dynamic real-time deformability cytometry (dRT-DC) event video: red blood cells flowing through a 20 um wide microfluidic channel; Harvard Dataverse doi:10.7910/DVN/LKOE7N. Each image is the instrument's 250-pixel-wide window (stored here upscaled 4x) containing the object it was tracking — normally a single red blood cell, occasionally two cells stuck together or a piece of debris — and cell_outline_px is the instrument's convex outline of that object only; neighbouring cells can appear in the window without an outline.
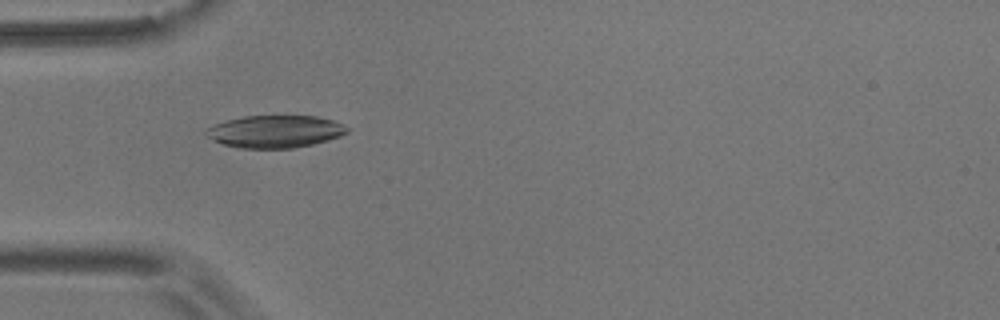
{"species": "common noctule bat (a hibernating species)", "species_latin": "Nyctalus noctula", "temperature_condition": "room temperature", "stored_images_in_passage": 54, "camera_frame_rate_fps": 3000, "um_per_image_px": 0.085, "animal": {"sex": "male", "body_mass_g": 17.9}, "frame": {"image": 1, "passage_image": 16, "time_ms": 5.0, "image_size_px": [1000, 320], "cell_outline_px": [[348, 132], [340, 136], [328, 140], [312, 144], [292, 148], [240, 148], [224, 144], [212, 140], [204, 136], [204, 132], [208, 128], [216, 124], [228, 120], [244, 116], [316, 116], [332, 120], [348, 128]], "centroid_in_image_um": [23.35, 11.18], "position_along_channel_um": 61.6, "area_um2": 26.41}}
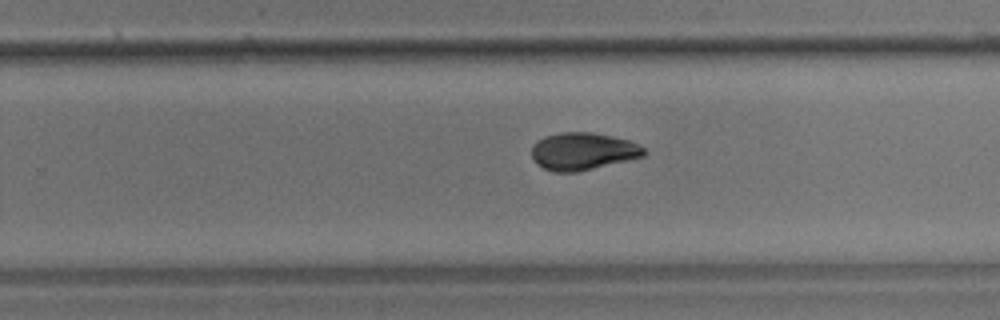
{"frame": {"image": 2, "passage_image": 34, "time_ms": 11.0, "image_size_px": [1000, 320], "cell_outline_px": [[648, 152], [644, 156], [628, 160], [576, 172], [552, 172], [536, 164], [532, 156], [532, 144], [536, 140], [544, 136], [560, 132], [592, 132], [612, 136], [628, 140], [644, 148]], "centroid_in_image_um": [49.51, 12.85], "position_along_channel_um": 280.3, "area_um2": 24.57}}
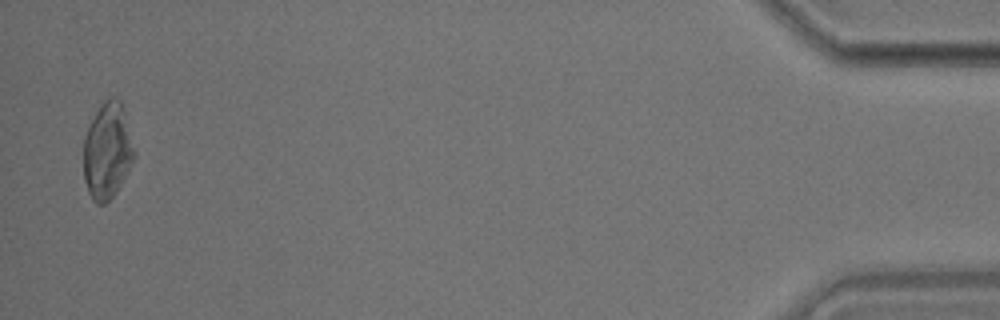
{"frame": {"image": 3, "passage_image": 53, "time_ms": 17.333, "image_size_px": [1000, 320], "cell_outline_px": [[136, 156], [116, 192], [104, 204], [96, 204], [92, 200], [88, 192], [84, 180], [84, 136], [100, 104], [104, 100], [112, 96], [116, 96], [120, 100], [124, 108], [136, 152]], "centroid_in_image_um": [9.14, 12.8], "position_along_channel_um": 426.1, "area_um2": 28.61}, "authors_computed_cell_mechanics": {"area_um2": 26.0678, "velocity_mm_per_s": 3.6655, "shape_relaxation_time_tau1_ms": 5.5478, "shape_relaxation_time_tau2_ms": 2.5868, "deformation_change_tau1": 0.1592, "deformation_change_tau2": 0.0415}}